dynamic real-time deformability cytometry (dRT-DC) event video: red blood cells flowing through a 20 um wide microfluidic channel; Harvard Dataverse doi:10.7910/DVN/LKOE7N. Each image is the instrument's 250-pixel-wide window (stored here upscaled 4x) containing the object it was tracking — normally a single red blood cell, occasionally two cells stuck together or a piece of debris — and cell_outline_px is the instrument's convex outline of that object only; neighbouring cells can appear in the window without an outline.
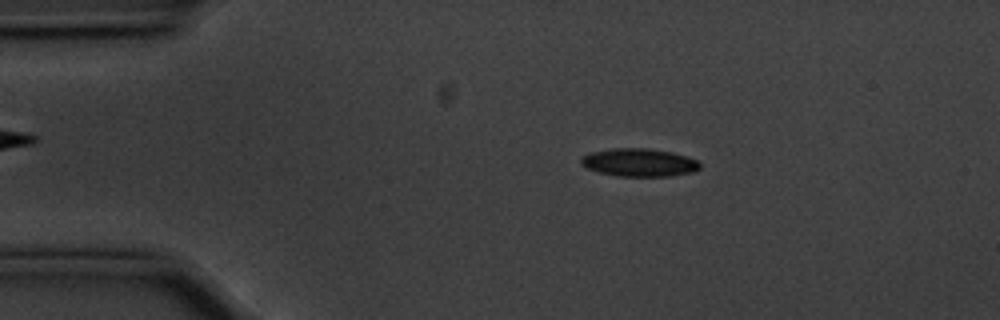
{"species": "common noctule bat (a hibernating species)", "species_latin": "Nyctalus noctula", "temperature_condition": "cold", "stored_images_in_passage": 49, "camera_frame_rate_fps": 3000, "um_per_image_px": 0.085, "animal": {"sex": "male", "body_mass_g": 20.1, "forearm_length_mm": 53.5}, "frame": {"image": 1, "passage_image": 3, "time_ms": 0.667, "image_size_px": [1000, 320], "cell_outline_px": [[700, 168], [692, 172], [668, 176], [616, 176], [600, 172], [588, 168], [580, 164], [580, 156], [588, 152], [608, 148], [648, 148], [672, 152], [696, 160], [700, 164]], "centroid_in_image_um": [54.26, 13.8], "position_along_channel_um": 30.7, "area_um2": 19.48}}
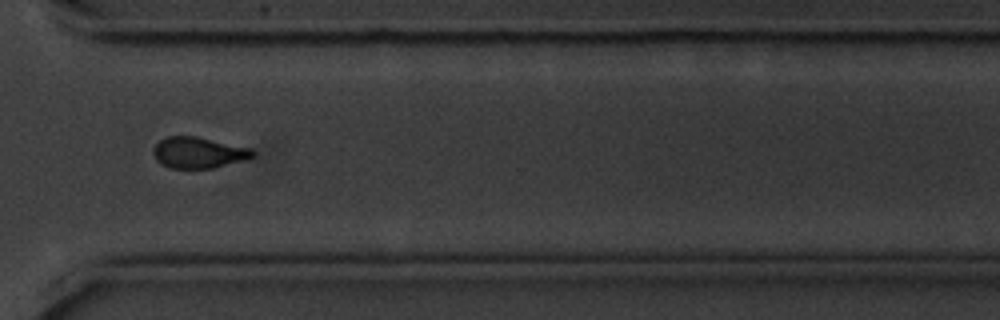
{"frame": {"image": 2, "passage_image": 34, "time_ms": 11.0, "image_size_px": [1000, 320], "cell_outline_px": [[256, 152], [252, 156], [212, 168], [172, 168], [160, 164], [156, 160], [152, 152], [156, 144], [160, 140], [168, 136], [196, 136], [252, 148]], "centroid_in_image_um": [16.82, 12.96], "position_along_channel_um": 353.8, "area_um2": 17.74}}
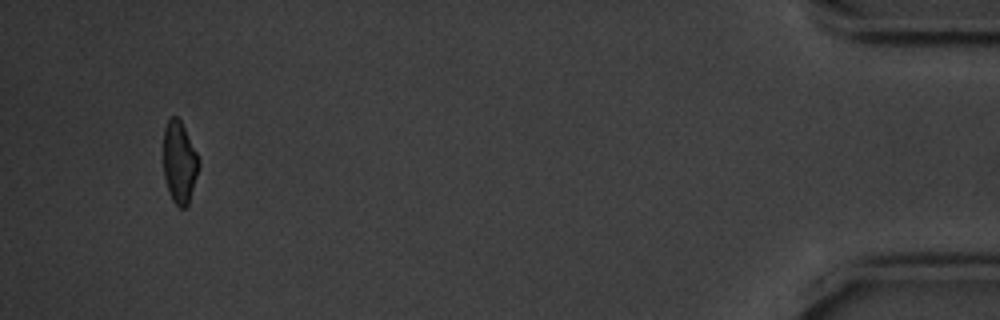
{"frame": {"image": 3, "passage_image": 46, "time_ms": 15.0, "image_size_px": [1000, 320], "cell_outline_px": [[200, 168], [188, 204], [184, 208], [180, 208], [172, 200], [168, 192], [164, 176], [164, 128], [168, 120], [172, 116], [176, 116], [180, 120], [200, 160]], "centroid_in_image_um": [15.26, 13.83], "position_along_channel_um": 419.9, "area_um2": 16.88}, "authors_computed_cell_mechanics": {"area_um2": 18.496, "velocity_mm_per_s": 3.5593, "shape_relaxation_time_tau1_ms": 2.563, "shape_relaxation_time_tau2_ms": 2.9623, "deformation_change_tau1": 0.1224, "deformation_change_tau2": 0.0898}}